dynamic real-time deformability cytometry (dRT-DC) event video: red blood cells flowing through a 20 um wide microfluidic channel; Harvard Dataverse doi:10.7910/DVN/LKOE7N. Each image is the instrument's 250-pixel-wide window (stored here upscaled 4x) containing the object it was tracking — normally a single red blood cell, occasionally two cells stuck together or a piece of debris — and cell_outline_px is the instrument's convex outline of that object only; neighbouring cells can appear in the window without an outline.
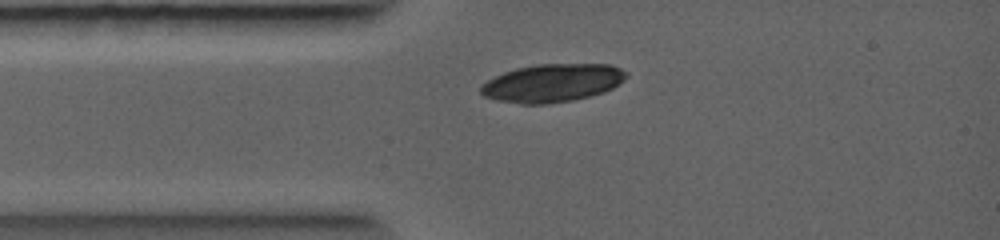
{"species": "common noctule bat (a hibernating species)", "species_latin": "Nyctalus noctula", "temperature_condition": "warm", "stored_images_in_passage": 1, "camera_frame_rate_fps": 5000, "um_per_image_px": 0.085, "animal": {"sex": "female", "body_mass_g": 19.0, "forearm_length_mm": 56.7}, "frame": {"image": 1, "passage_image": 1, "time_ms": 0.0, "image_size_px": [1000, 240], "cell_outline_px": [[628, 76], [620, 84], [604, 92], [572, 100], [548, 104], [520, 104], [496, 100], [484, 96], [480, 92], [480, 88], [488, 80], [504, 72], [516, 68], [536, 64], [608, 64], [620, 68], [628, 72]], "centroid_in_image_um": [46.97, 7.05], "position_along_channel_um": 38.0, "area_um2": 32.31}}